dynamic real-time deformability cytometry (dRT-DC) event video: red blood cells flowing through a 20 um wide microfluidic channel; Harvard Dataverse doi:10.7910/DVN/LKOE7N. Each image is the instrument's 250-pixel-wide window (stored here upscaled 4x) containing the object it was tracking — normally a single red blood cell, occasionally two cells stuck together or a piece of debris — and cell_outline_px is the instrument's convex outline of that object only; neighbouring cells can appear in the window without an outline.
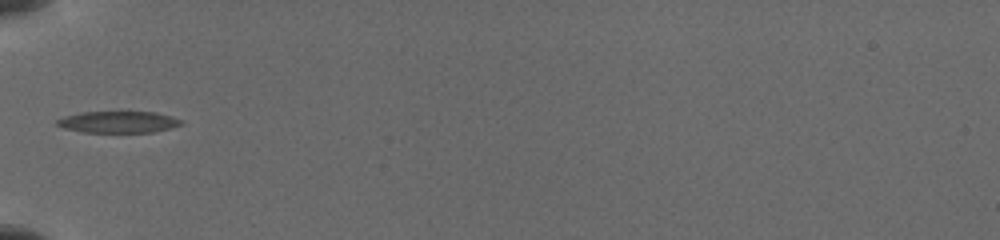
{"species": "common noctule bat (a hibernating species)", "species_latin": "Nyctalus noctula", "temperature_condition": "cold", "stored_images_in_passage": 7, "camera_frame_rate_fps": 3000, "um_per_image_px": 0.085, "animal": {"sex": "female", "body_mass_g": 19.5, "forearm_length_mm": 54.1}, "frame": {"image": 1, "passage_image": 1, "time_ms": 0.0, "image_size_px": [1000, 240], "cell_outline_px": [[184, 124], [172, 128], [152, 132], [84, 132], [64, 128], [56, 124], [56, 120], [68, 116], [84, 112], [152, 112], [168, 116], [180, 120]], "centroid_in_image_um": [10.07, 10.38], "position_along_channel_um": 74.9, "area_um2": 15.26}}
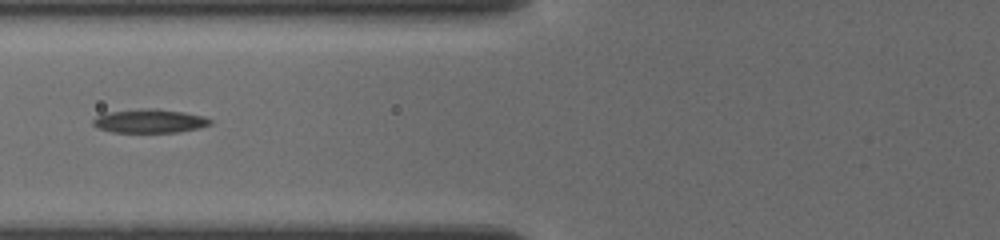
{"frame": {"image": 2, "passage_image": 3, "time_ms": 1.0, "image_size_px": [1000, 240], "cell_outline_px": [[212, 120], [208, 124], [200, 128], [180, 132], [112, 132], [100, 128], [92, 124], [92, 120], [96, 116], [104, 112], [148, 108], [184, 112], [200, 116]], "centroid_in_image_um": [12.66, 10.29], "position_along_channel_um": 113.1, "area_um2": 16.01}}
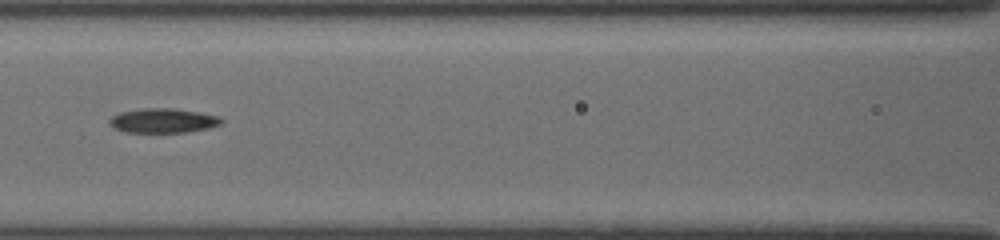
{"frame": {"image": 3, "passage_image": 5, "time_ms": 2.0, "image_size_px": [1000, 240], "cell_outline_px": [[224, 120], [220, 124], [208, 128], [184, 132], [124, 132], [116, 128], [112, 124], [112, 116], [124, 112], [144, 108], [172, 108], [220, 116]], "centroid_in_image_um": [13.93, 10.25], "position_along_channel_um": 152.7, "area_um2": 15.49}}